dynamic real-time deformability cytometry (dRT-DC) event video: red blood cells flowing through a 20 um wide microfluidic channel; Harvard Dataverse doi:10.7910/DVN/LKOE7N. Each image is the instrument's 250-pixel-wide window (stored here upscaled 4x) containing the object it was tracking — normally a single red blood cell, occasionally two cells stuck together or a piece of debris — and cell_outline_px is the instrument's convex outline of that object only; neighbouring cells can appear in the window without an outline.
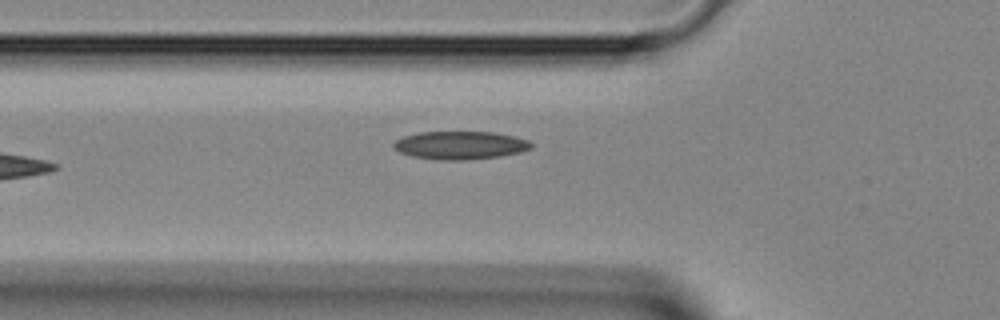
{"species": "Egyptian fruit bat (a non-hibernating species)", "species_latin": "Rousettus aegyptiacus", "temperature_condition": "room temperature", "stored_images_in_passage": 3, "camera_frame_rate_fps": 3000, "um_per_image_px": 0.085, "animal": {"sex": "female"}, "frame": {"image": 1, "passage_image": 3, "time_ms": 0.667, "image_size_px": [1000, 320], "cell_outline_px": [[532, 148], [520, 152], [500, 156], [468, 160], [440, 160], [412, 156], [400, 152], [392, 148], [392, 144], [396, 140], [404, 136], [420, 132], [492, 132], [512, 136], [528, 140], [532, 144]], "centroid_in_image_um": [39.09, 12.35], "position_along_channel_um": 86.7, "area_um2": 22.48}}